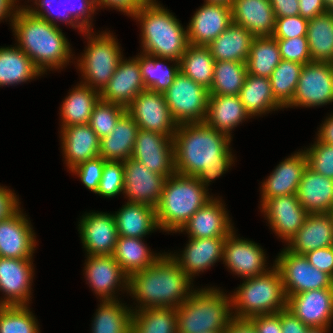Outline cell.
<instances>
[{"label":"cell","mask_w":333,"mask_h":333,"mask_svg":"<svg viewBox=\"0 0 333 333\" xmlns=\"http://www.w3.org/2000/svg\"><path fill=\"white\" fill-rule=\"evenodd\" d=\"M307 29L308 19L300 15L276 18L272 37L275 39H290L307 36Z\"/></svg>","instance_id":"cell-54"},{"label":"cell","mask_w":333,"mask_h":333,"mask_svg":"<svg viewBox=\"0 0 333 333\" xmlns=\"http://www.w3.org/2000/svg\"><path fill=\"white\" fill-rule=\"evenodd\" d=\"M20 209L18 207L7 218L0 220V257L32 259L36 236Z\"/></svg>","instance_id":"cell-15"},{"label":"cell","mask_w":333,"mask_h":333,"mask_svg":"<svg viewBox=\"0 0 333 333\" xmlns=\"http://www.w3.org/2000/svg\"><path fill=\"white\" fill-rule=\"evenodd\" d=\"M282 60L277 40L271 37H254L246 60L248 74L270 78Z\"/></svg>","instance_id":"cell-42"},{"label":"cell","mask_w":333,"mask_h":333,"mask_svg":"<svg viewBox=\"0 0 333 333\" xmlns=\"http://www.w3.org/2000/svg\"><path fill=\"white\" fill-rule=\"evenodd\" d=\"M324 2L329 10L333 7V0H324Z\"/></svg>","instance_id":"cell-68"},{"label":"cell","mask_w":333,"mask_h":333,"mask_svg":"<svg viewBox=\"0 0 333 333\" xmlns=\"http://www.w3.org/2000/svg\"><path fill=\"white\" fill-rule=\"evenodd\" d=\"M328 10L324 0H299V15L308 20Z\"/></svg>","instance_id":"cell-60"},{"label":"cell","mask_w":333,"mask_h":333,"mask_svg":"<svg viewBox=\"0 0 333 333\" xmlns=\"http://www.w3.org/2000/svg\"><path fill=\"white\" fill-rule=\"evenodd\" d=\"M306 167L307 157L303 150L280 162L263 182L261 206L273 197L296 195L302 173Z\"/></svg>","instance_id":"cell-26"},{"label":"cell","mask_w":333,"mask_h":333,"mask_svg":"<svg viewBox=\"0 0 333 333\" xmlns=\"http://www.w3.org/2000/svg\"><path fill=\"white\" fill-rule=\"evenodd\" d=\"M233 0H205V2H213V3H225L227 5H231Z\"/></svg>","instance_id":"cell-67"},{"label":"cell","mask_w":333,"mask_h":333,"mask_svg":"<svg viewBox=\"0 0 333 333\" xmlns=\"http://www.w3.org/2000/svg\"><path fill=\"white\" fill-rule=\"evenodd\" d=\"M230 142L231 137L205 122L178 124L173 136L175 172L197 177L207 188L233 164Z\"/></svg>","instance_id":"cell-1"},{"label":"cell","mask_w":333,"mask_h":333,"mask_svg":"<svg viewBox=\"0 0 333 333\" xmlns=\"http://www.w3.org/2000/svg\"><path fill=\"white\" fill-rule=\"evenodd\" d=\"M126 112L122 105L100 99L93 108L89 125L99 139L111 134L120 117Z\"/></svg>","instance_id":"cell-48"},{"label":"cell","mask_w":333,"mask_h":333,"mask_svg":"<svg viewBox=\"0 0 333 333\" xmlns=\"http://www.w3.org/2000/svg\"><path fill=\"white\" fill-rule=\"evenodd\" d=\"M15 2H16V0H0V21L6 17L10 18V16H11L10 20L12 22L13 17L15 16V13L17 11L16 10L17 7H15V5H14ZM12 7H15V8H12Z\"/></svg>","instance_id":"cell-65"},{"label":"cell","mask_w":333,"mask_h":333,"mask_svg":"<svg viewBox=\"0 0 333 333\" xmlns=\"http://www.w3.org/2000/svg\"><path fill=\"white\" fill-rule=\"evenodd\" d=\"M85 266V276L92 290L99 295L102 301L116 300L115 288L122 287L128 290V276L112 255L94 256L88 255ZM114 293V294H113Z\"/></svg>","instance_id":"cell-23"},{"label":"cell","mask_w":333,"mask_h":333,"mask_svg":"<svg viewBox=\"0 0 333 333\" xmlns=\"http://www.w3.org/2000/svg\"><path fill=\"white\" fill-rule=\"evenodd\" d=\"M153 0H95L97 6L112 7L121 12L132 16L142 5L152 2Z\"/></svg>","instance_id":"cell-58"},{"label":"cell","mask_w":333,"mask_h":333,"mask_svg":"<svg viewBox=\"0 0 333 333\" xmlns=\"http://www.w3.org/2000/svg\"><path fill=\"white\" fill-rule=\"evenodd\" d=\"M324 123L320 126L317 139L323 143L333 145V115L325 119Z\"/></svg>","instance_id":"cell-64"},{"label":"cell","mask_w":333,"mask_h":333,"mask_svg":"<svg viewBox=\"0 0 333 333\" xmlns=\"http://www.w3.org/2000/svg\"><path fill=\"white\" fill-rule=\"evenodd\" d=\"M35 4L40 7L39 10H38L39 7H37V9L31 8L30 6L25 7L26 10H28L32 15L45 19L49 23H52L53 25H56V26H58V25L55 22V18H57L58 20L60 19V21H63V8H62L61 0H35ZM55 4L57 5V8L59 10L58 9L55 10V8H54ZM52 15H55V17ZM52 18H54V19H52Z\"/></svg>","instance_id":"cell-55"},{"label":"cell","mask_w":333,"mask_h":333,"mask_svg":"<svg viewBox=\"0 0 333 333\" xmlns=\"http://www.w3.org/2000/svg\"><path fill=\"white\" fill-rule=\"evenodd\" d=\"M225 240L226 238H190L182 256H171L192 280L195 274L213 266L219 259L222 260Z\"/></svg>","instance_id":"cell-29"},{"label":"cell","mask_w":333,"mask_h":333,"mask_svg":"<svg viewBox=\"0 0 333 333\" xmlns=\"http://www.w3.org/2000/svg\"><path fill=\"white\" fill-rule=\"evenodd\" d=\"M328 328L323 327H311L308 328L307 333H327Z\"/></svg>","instance_id":"cell-66"},{"label":"cell","mask_w":333,"mask_h":333,"mask_svg":"<svg viewBox=\"0 0 333 333\" xmlns=\"http://www.w3.org/2000/svg\"><path fill=\"white\" fill-rule=\"evenodd\" d=\"M217 198L201 207L179 230H184L190 238H226L233 226L225 206Z\"/></svg>","instance_id":"cell-24"},{"label":"cell","mask_w":333,"mask_h":333,"mask_svg":"<svg viewBox=\"0 0 333 333\" xmlns=\"http://www.w3.org/2000/svg\"><path fill=\"white\" fill-rule=\"evenodd\" d=\"M333 102V63L304 64L292 101L286 106L314 107Z\"/></svg>","instance_id":"cell-11"},{"label":"cell","mask_w":333,"mask_h":333,"mask_svg":"<svg viewBox=\"0 0 333 333\" xmlns=\"http://www.w3.org/2000/svg\"><path fill=\"white\" fill-rule=\"evenodd\" d=\"M333 245V216L331 213L308 214L303 226L288 241L287 250L304 255L309 251Z\"/></svg>","instance_id":"cell-25"},{"label":"cell","mask_w":333,"mask_h":333,"mask_svg":"<svg viewBox=\"0 0 333 333\" xmlns=\"http://www.w3.org/2000/svg\"><path fill=\"white\" fill-rule=\"evenodd\" d=\"M307 41L312 62L333 63V13L330 10L308 20Z\"/></svg>","instance_id":"cell-39"},{"label":"cell","mask_w":333,"mask_h":333,"mask_svg":"<svg viewBox=\"0 0 333 333\" xmlns=\"http://www.w3.org/2000/svg\"><path fill=\"white\" fill-rule=\"evenodd\" d=\"M79 230L88 255H112L118 238L114 214L88 213L82 216Z\"/></svg>","instance_id":"cell-20"},{"label":"cell","mask_w":333,"mask_h":333,"mask_svg":"<svg viewBox=\"0 0 333 333\" xmlns=\"http://www.w3.org/2000/svg\"><path fill=\"white\" fill-rule=\"evenodd\" d=\"M303 66L282 59L269 78L273 96L285 108L293 99Z\"/></svg>","instance_id":"cell-46"},{"label":"cell","mask_w":333,"mask_h":333,"mask_svg":"<svg viewBox=\"0 0 333 333\" xmlns=\"http://www.w3.org/2000/svg\"><path fill=\"white\" fill-rule=\"evenodd\" d=\"M114 214L118 237L142 238L159 229L155 207L127 202Z\"/></svg>","instance_id":"cell-33"},{"label":"cell","mask_w":333,"mask_h":333,"mask_svg":"<svg viewBox=\"0 0 333 333\" xmlns=\"http://www.w3.org/2000/svg\"><path fill=\"white\" fill-rule=\"evenodd\" d=\"M297 198L308 214L331 213L333 209V179L304 169Z\"/></svg>","instance_id":"cell-28"},{"label":"cell","mask_w":333,"mask_h":333,"mask_svg":"<svg viewBox=\"0 0 333 333\" xmlns=\"http://www.w3.org/2000/svg\"><path fill=\"white\" fill-rule=\"evenodd\" d=\"M28 305H0V333H39Z\"/></svg>","instance_id":"cell-47"},{"label":"cell","mask_w":333,"mask_h":333,"mask_svg":"<svg viewBox=\"0 0 333 333\" xmlns=\"http://www.w3.org/2000/svg\"><path fill=\"white\" fill-rule=\"evenodd\" d=\"M105 162L106 160L98 156L76 165L70 171L76 173L78 177H80L87 189L96 193L102 177Z\"/></svg>","instance_id":"cell-53"},{"label":"cell","mask_w":333,"mask_h":333,"mask_svg":"<svg viewBox=\"0 0 333 333\" xmlns=\"http://www.w3.org/2000/svg\"><path fill=\"white\" fill-rule=\"evenodd\" d=\"M261 207L271 229L286 242L303 226L308 215L294 194L273 197Z\"/></svg>","instance_id":"cell-21"},{"label":"cell","mask_w":333,"mask_h":333,"mask_svg":"<svg viewBox=\"0 0 333 333\" xmlns=\"http://www.w3.org/2000/svg\"><path fill=\"white\" fill-rule=\"evenodd\" d=\"M163 95L177 124L204 122L209 90L203 85L179 72Z\"/></svg>","instance_id":"cell-9"},{"label":"cell","mask_w":333,"mask_h":333,"mask_svg":"<svg viewBox=\"0 0 333 333\" xmlns=\"http://www.w3.org/2000/svg\"><path fill=\"white\" fill-rule=\"evenodd\" d=\"M275 18L299 15V0H269Z\"/></svg>","instance_id":"cell-62"},{"label":"cell","mask_w":333,"mask_h":333,"mask_svg":"<svg viewBox=\"0 0 333 333\" xmlns=\"http://www.w3.org/2000/svg\"><path fill=\"white\" fill-rule=\"evenodd\" d=\"M191 282L169 253L161 255L153 265L129 276L127 291L141 303L138 310L177 308L192 294L193 290L189 289Z\"/></svg>","instance_id":"cell-2"},{"label":"cell","mask_w":333,"mask_h":333,"mask_svg":"<svg viewBox=\"0 0 333 333\" xmlns=\"http://www.w3.org/2000/svg\"><path fill=\"white\" fill-rule=\"evenodd\" d=\"M253 39L247 29L232 22L207 46L215 61L246 62Z\"/></svg>","instance_id":"cell-34"},{"label":"cell","mask_w":333,"mask_h":333,"mask_svg":"<svg viewBox=\"0 0 333 333\" xmlns=\"http://www.w3.org/2000/svg\"><path fill=\"white\" fill-rule=\"evenodd\" d=\"M131 158L166 178L176 173L173 136L139 129Z\"/></svg>","instance_id":"cell-13"},{"label":"cell","mask_w":333,"mask_h":333,"mask_svg":"<svg viewBox=\"0 0 333 333\" xmlns=\"http://www.w3.org/2000/svg\"><path fill=\"white\" fill-rule=\"evenodd\" d=\"M215 60L208 46L188 44L179 60L180 72L209 89L214 75Z\"/></svg>","instance_id":"cell-40"},{"label":"cell","mask_w":333,"mask_h":333,"mask_svg":"<svg viewBox=\"0 0 333 333\" xmlns=\"http://www.w3.org/2000/svg\"><path fill=\"white\" fill-rule=\"evenodd\" d=\"M239 96L250 117L284 108L273 96L269 78L247 73Z\"/></svg>","instance_id":"cell-35"},{"label":"cell","mask_w":333,"mask_h":333,"mask_svg":"<svg viewBox=\"0 0 333 333\" xmlns=\"http://www.w3.org/2000/svg\"><path fill=\"white\" fill-rule=\"evenodd\" d=\"M224 333H257L249 319L233 318Z\"/></svg>","instance_id":"cell-63"},{"label":"cell","mask_w":333,"mask_h":333,"mask_svg":"<svg viewBox=\"0 0 333 333\" xmlns=\"http://www.w3.org/2000/svg\"><path fill=\"white\" fill-rule=\"evenodd\" d=\"M274 266L281 274L287 298L309 290L333 288V278L312 266L304 255L284 249Z\"/></svg>","instance_id":"cell-10"},{"label":"cell","mask_w":333,"mask_h":333,"mask_svg":"<svg viewBox=\"0 0 333 333\" xmlns=\"http://www.w3.org/2000/svg\"><path fill=\"white\" fill-rule=\"evenodd\" d=\"M232 22L247 29L254 37H271L275 15L269 0H233Z\"/></svg>","instance_id":"cell-27"},{"label":"cell","mask_w":333,"mask_h":333,"mask_svg":"<svg viewBox=\"0 0 333 333\" xmlns=\"http://www.w3.org/2000/svg\"><path fill=\"white\" fill-rule=\"evenodd\" d=\"M131 333H178L176 308L133 310Z\"/></svg>","instance_id":"cell-41"},{"label":"cell","mask_w":333,"mask_h":333,"mask_svg":"<svg viewBox=\"0 0 333 333\" xmlns=\"http://www.w3.org/2000/svg\"><path fill=\"white\" fill-rule=\"evenodd\" d=\"M138 130L133 117L126 111L111 134L100 139L99 156L106 161L125 162L131 158Z\"/></svg>","instance_id":"cell-32"},{"label":"cell","mask_w":333,"mask_h":333,"mask_svg":"<svg viewBox=\"0 0 333 333\" xmlns=\"http://www.w3.org/2000/svg\"><path fill=\"white\" fill-rule=\"evenodd\" d=\"M100 100V92L79 84L69 93L61 106L63 127L89 124L93 108Z\"/></svg>","instance_id":"cell-36"},{"label":"cell","mask_w":333,"mask_h":333,"mask_svg":"<svg viewBox=\"0 0 333 333\" xmlns=\"http://www.w3.org/2000/svg\"><path fill=\"white\" fill-rule=\"evenodd\" d=\"M41 74L18 46L0 48V87L27 82Z\"/></svg>","instance_id":"cell-37"},{"label":"cell","mask_w":333,"mask_h":333,"mask_svg":"<svg viewBox=\"0 0 333 333\" xmlns=\"http://www.w3.org/2000/svg\"><path fill=\"white\" fill-rule=\"evenodd\" d=\"M287 309L309 328H330L333 320V288L291 295L287 298Z\"/></svg>","instance_id":"cell-16"},{"label":"cell","mask_w":333,"mask_h":333,"mask_svg":"<svg viewBox=\"0 0 333 333\" xmlns=\"http://www.w3.org/2000/svg\"><path fill=\"white\" fill-rule=\"evenodd\" d=\"M257 333H282L281 311L277 313L261 314L250 317Z\"/></svg>","instance_id":"cell-57"},{"label":"cell","mask_w":333,"mask_h":333,"mask_svg":"<svg viewBox=\"0 0 333 333\" xmlns=\"http://www.w3.org/2000/svg\"><path fill=\"white\" fill-rule=\"evenodd\" d=\"M31 261L0 257V291L5 293L0 305H28L34 276Z\"/></svg>","instance_id":"cell-18"},{"label":"cell","mask_w":333,"mask_h":333,"mask_svg":"<svg viewBox=\"0 0 333 333\" xmlns=\"http://www.w3.org/2000/svg\"><path fill=\"white\" fill-rule=\"evenodd\" d=\"M276 40L283 60L303 65L312 62L307 36Z\"/></svg>","instance_id":"cell-52"},{"label":"cell","mask_w":333,"mask_h":333,"mask_svg":"<svg viewBox=\"0 0 333 333\" xmlns=\"http://www.w3.org/2000/svg\"><path fill=\"white\" fill-rule=\"evenodd\" d=\"M208 190L197 177L173 174L164 183L155 207L157 223L164 231H179L201 207L209 202Z\"/></svg>","instance_id":"cell-5"},{"label":"cell","mask_w":333,"mask_h":333,"mask_svg":"<svg viewBox=\"0 0 333 333\" xmlns=\"http://www.w3.org/2000/svg\"><path fill=\"white\" fill-rule=\"evenodd\" d=\"M79 5H75L76 2ZM71 3V4H70ZM63 8V21L73 28L80 29V32L91 31V14L95 12V0H61ZM70 5V6H69ZM73 8V9H72Z\"/></svg>","instance_id":"cell-49"},{"label":"cell","mask_w":333,"mask_h":333,"mask_svg":"<svg viewBox=\"0 0 333 333\" xmlns=\"http://www.w3.org/2000/svg\"><path fill=\"white\" fill-rule=\"evenodd\" d=\"M309 263L315 268L333 278V249L332 246L312 250L304 254Z\"/></svg>","instance_id":"cell-56"},{"label":"cell","mask_w":333,"mask_h":333,"mask_svg":"<svg viewBox=\"0 0 333 333\" xmlns=\"http://www.w3.org/2000/svg\"><path fill=\"white\" fill-rule=\"evenodd\" d=\"M314 145L304 150L307 166L314 172L333 179V145L316 140Z\"/></svg>","instance_id":"cell-50"},{"label":"cell","mask_w":333,"mask_h":333,"mask_svg":"<svg viewBox=\"0 0 333 333\" xmlns=\"http://www.w3.org/2000/svg\"><path fill=\"white\" fill-rule=\"evenodd\" d=\"M247 73L246 62L215 61L209 95H239Z\"/></svg>","instance_id":"cell-45"},{"label":"cell","mask_w":333,"mask_h":333,"mask_svg":"<svg viewBox=\"0 0 333 333\" xmlns=\"http://www.w3.org/2000/svg\"><path fill=\"white\" fill-rule=\"evenodd\" d=\"M19 8L11 22L17 46L42 75L47 69L65 67L71 58V49L59 26L32 15L23 6Z\"/></svg>","instance_id":"cell-3"},{"label":"cell","mask_w":333,"mask_h":333,"mask_svg":"<svg viewBox=\"0 0 333 333\" xmlns=\"http://www.w3.org/2000/svg\"><path fill=\"white\" fill-rule=\"evenodd\" d=\"M233 317H250L277 313L287 308V297L279 270L273 269L260 276L245 278L238 290L231 295ZM237 309V310H236Z\"/></svg>","instance_id":"cell-7"},{"label":"cell","mask_w":333,"mask_h":333,"mask_svg":"<svg viewBox=\"0 0 333 333\" xmlns=\"http://www.w3.org/2000/svg\"><path fill=\"white\" fill-rule=\"evenodd\" d=\"M144 90L138 55L133 59L120 60L112 78L100 92V99L126 108Z\"/></svg>","instance_id":"cell-22"},{"label":"cell","mask_w":333,"mask_h":333,"mask_svg":"<svg viewBox=\"0 0 333 333\" xmlns=\"http://www.w3.org/2000/svg\"><path fill=\"white\" fill-rule=\"evenodd\" d=\"M19 207V199L6 187L0 186V220L7 218Z\"/></svg>","instance_id":"cell-61"},{"label":"cell","mask_w":333,"mask_h":333,"mask_svg":"<svg viewBox=\"0 0 333 333\" xmlns=\"http://www.w3.org/2000/svg\"><path fill=\"white\" fill-rule=\"evenodd\" d=\"M124 191L128 202L146 204L156 207L163 191V175L150 171L145 165L133 158L123 162Z\"/></svg>","instance_id":"cell-14"},{"label":"cell","mask_w":333,"mask_h":333,"mask_svg":"<svg viewBox=\"0 0 333 333\" xmlns=\"http://www.w3.org/2000/svg\"><path fill=\"white\" fill-rule=\"evenodd\" d=\"M124 191L123 162L106 161L98 190L95 194L103 197H114Z\"/></svg>","instance_id":"cell-51"},{"label":"cell","mask_w":333,"mask_h":333,"mask_svg":"<svg viewBox=\"0 0 333 333\" xmlns=\"http://www.w3.org/2000/svg\"><path fill=\"white\" fill-rule=\"evenodd\" d=\"M155 1L142 5L132 15L141 23L143 53L179 62L189 44L187 30Z\"/></svg>","instance_id":"cell-4"},{"label":"cell","mask_w":333,"mask_h":333,"mask_svg":"<svg viewBox=\"0 0 333 333\" xmlns=\"http://www.w3.org/2000/svg\"><path fill=\"white\" fill-rule=\"evenodd\" d=\"M90 32H84L89 39L88 47L78 60V67L83 73V84L101 92L115 73L123 55L111 33L105 31L94 37Z\"/></svg>","instance_id":"cell-8"},{"label":"cell","mask_w":333,"mask_h":333,"mask_svg":"<svg viewBox=\"0 0 333 333\" xmlns=\"http://www.w3.org/2000/svg\"><path fill=\"white\" fill-rule=\"evenodd\" d=\"M204 333H224V332H221V331H212V332H204Z\"/></svg>","instance_id":"cell-69"},{"label":"cell","mask_w":333,"mask_h":333,"mask_svg":"<svg viewBox=\"0 0 333 333\" xmlns=\"http://www.w3.org/2000/svg\"><path fill=\"white\" fill-rule=\"evenodd\" d=\"M253 241L239 239L234 230L226 237L222 260L230 270L241 277L249 278L267 273L266 257Z\"/></svg>","instance_id":"cell-19"},{"label":"cell","mask_w":333,"mask_h":333,"mask_svg":"<svg viewBox=\"0 0 333 333\" xmlns=\"http://www.w3.org/2000/svg\"><path fill=\"white\" fill-rule=\"evenodd\" d=\"M249 116L239 95H209L204 122L231 137L230 131Z\"/></svg>","instance_id":"cell-31"},{"label":"cell","mask_w":333,"mask_h":333,"mask_svg":"<svg viewBox=\"0 0 333 333\" xmlns=\"http://www.w3.org/2000/svg\"><path fill=\"white\" fill-rule=\"evenodd\" d=\"M61 134L63 155L70 170L99 156L100 139L89 124L63 127Z\"/></svg>","instance_id":"cell-30"},{"label":"cell","mask_w":333,"mask_h":333,"mask_svg":"<svg viewBox=\"0 0 333 333\" xmlns=\"http://www.w3.org/2000/svg\"><path fill=\"white\" fill-rule=\"evenodd\" d=\"M139 129L174 136L178 124L173 119L163 93L141 91L126 107Z\"/></svg>","instance_id":"cell-12"},{"label":"cell","mask_w":333,"mask_h":333,"mask_svg":"<svg viewBox=\"0 0 333 333\" xmlns=\"http://www.w3.org/2000/svg\"><path fill=\"white\" fill-rule=\"evenodd\" d=\"M232 23L231 6L225 3L205 2L187 25L188 43L209 45Z\"/></svg>","instance_id":"cell-17"},{"label":"cell","mask_w":333,"mask_h":333,"mask_svg":"<svg viewBox=\"0 0 333 333\" xmlns=\"http://www.w3.org/2000/svg\"><path fill=\"white\" fill-rule=\"evenodd\" d=\"M231 307V296L228 297L219 289L194 290L176 308L178 333L225 332L234 318Z\"/></svg>","instance_id":"cell-6"},{"label":"cell","mask_w":333,"mask_h":333,"mask_svg":"<svg viewBox=\"0 0 333 333\" xmlns=\"http://www.w3.org/2000/svg\"><path fill=\"white\" fill-rule=\"evenodd\" d=\"M161 255L154 256L144 245L142 238L130 237H118L112 254L128 277L153 265Z\"/></svg>","instance_id":"cell-38"},{"label":"cell","mask_w":333,"mask_h":333,"mask_svg":"<svg viewBox=\"0 0 333 333\" xmlns=\"http://www.w3.org/2000/svg\"><path fill=\"white\" fill-rule=\"evenodd\" d=\"M281 328L282 333H307L309 327L286 308L281 310Z\"/></svg>","instance_id":"cell-59"},{"label":"cell","mask_w":333,"mask_h":333,"mask_svg":"<svg viewBox=\"0 0 333 333\" xmlns=\"http://www.w3.org/2000/svg\"><path fill=\"white\" fill-rule=\"evenodd\" d=\"M133 310L119 300H103L94 320L92 333H131Z\"/></svg>","instance_id":"cell-43"},{"label":"cell","mask_w":333,"mask_h":333,"mask_svg":"<svg viewBox=\"0 0 333 333\" xmlns=\"http://www.w3.org/2000/svg\"><path fill=\"white\" fill-rule=\"evenodd\" d=\"M160 60L175 61L176 63L173 67H169ZM139 65L145 89L159 93H164L173 84L175 76L180 72L178 61L155 57L143 52L139 56Z\"/></svg>","instance_id":"cell-44"}]
</instances>
